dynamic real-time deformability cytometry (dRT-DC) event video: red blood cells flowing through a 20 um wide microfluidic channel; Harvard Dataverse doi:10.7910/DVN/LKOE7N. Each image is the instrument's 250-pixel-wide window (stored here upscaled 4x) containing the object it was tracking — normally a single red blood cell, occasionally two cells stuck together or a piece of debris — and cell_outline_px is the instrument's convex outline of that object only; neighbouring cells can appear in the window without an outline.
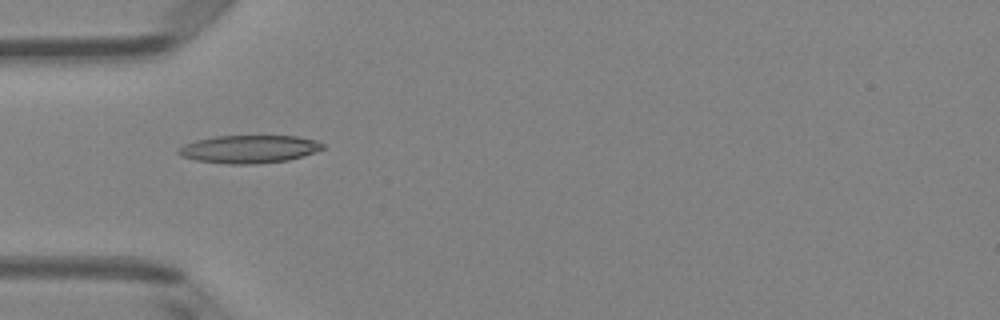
{"species": "Egyptian fruit bat (a non-hibernating species)", "species_latin": "Rousettus aegyptiacus", "temperature_condition": "room temperature", "stored_images_in_passage": 45, "camera_frame_rate_fps": 3000, "um_per_image_px": 0.085, "animal": {"sex": "female"}, "frame": {"image": 1, "passage_image": 10, "time_ms": 3.0, "image_size_px": [1000, 320], "cell_outline_px": [[324, 148], [288, 160], [252, 164], [232, 164], [196, 160], [180, 156], [176, 152], [184, 144], [196, 140], [216, 136], [296, 136], [316, 140], [324, 144]], "centroid_in_image_um": [21.14, 12.67], "position_along_channel_um": 63.9, "area_um2": 23.18}}
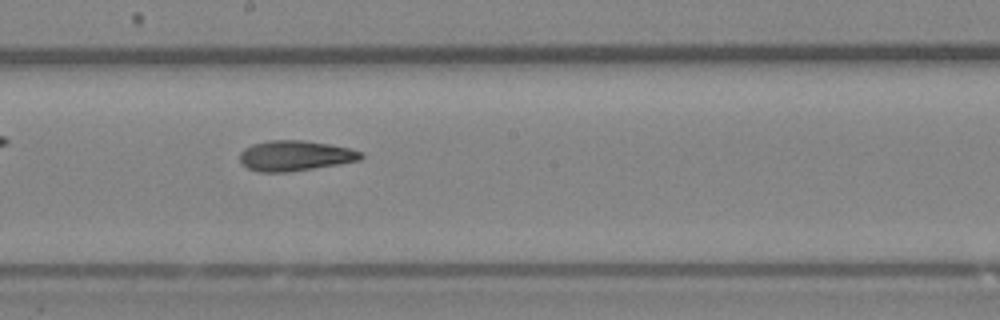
{"frame": {"image": 2, "passage_image": 22, "time_ms": 7.0, "image_size_px": [1000, 320], "cell_outline_px": [[364, 156], [360, 160], [340, 164], [288, 172], [256, 172], [240, 164], [240, 152], [244, 148], [252, 144], [268, 140], [304, 140], [328, 144], [348, 148], [364, 152]], "centroid_in_image_um": [25.06, 13.24], "position_along_channel_um": 223.1, "area_um2": 21.62}}
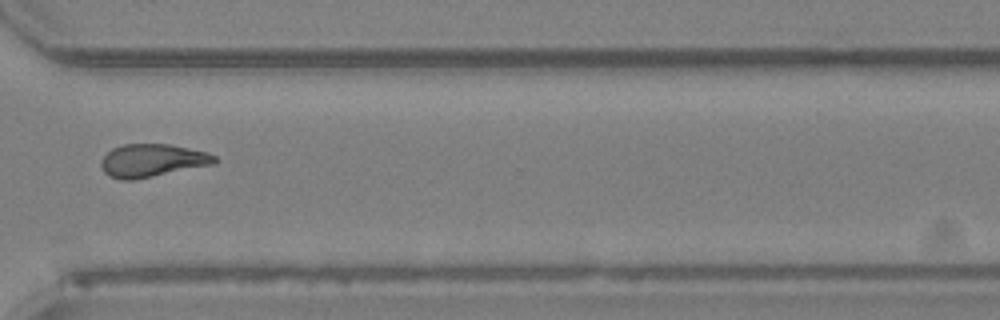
{"frame": {"image": 3, "passage_image": 32, "time_ms": 10.333, "image_size_px": [1000, 320], "cell_outline_px": [[216, 164], [132, 180], [120, 180], [108, 176], [104, 172], [100, 164], [100, 160], [112, 148], [124, 144], [168, 144], [208, 152], [216, 156]], "centroid_in_image_um": [12.93, 13.64], "position_along_channel_um": 357.7, "area_um2": 21.85}, "authors_computed_cell_mechanics": {"area_um2": 21.4438, "velocity_mm_per_s": 4.0301, "shape_relaxation_time_tau1_ms": 5.4882, "shape_relaxation_time_tau2_ms": 2.5837, "deformation_change_tau1": 0.1812, "deformation_change_tau2": 0.1135}}